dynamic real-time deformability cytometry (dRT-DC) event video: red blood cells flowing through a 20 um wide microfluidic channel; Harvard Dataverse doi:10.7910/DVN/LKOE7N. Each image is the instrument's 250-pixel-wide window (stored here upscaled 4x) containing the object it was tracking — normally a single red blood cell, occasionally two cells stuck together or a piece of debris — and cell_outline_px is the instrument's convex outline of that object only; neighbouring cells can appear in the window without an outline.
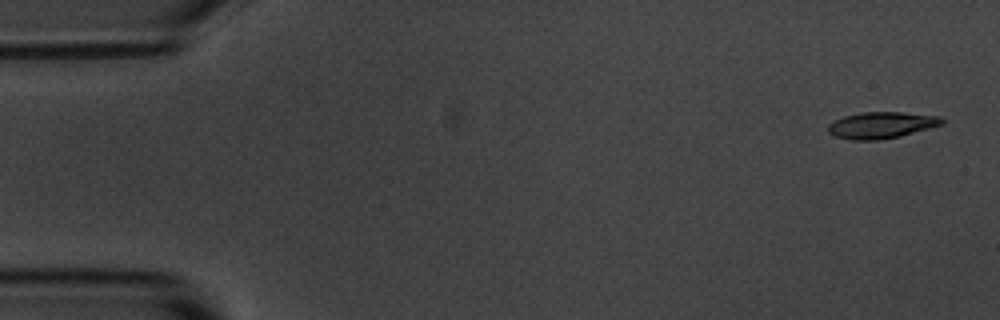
{"species": "common noctule bat (a hibernating species)", "species_latin": "Nyctalus noctula", "temperature_condition": "room temperature", "stored_images_in_passage": 4, "camera_frame_rate_fps": 3000, "um_per_image_px": 0.085, "animal": {"sex": "male", "body_mass_g": 20.1, "forearm_length_mm": 53.5}, "frame": {"image": 1, "passage_image": 1, "time_ms": 0.0, "image_size_px": [1000, 320], "cell_outline_px": [[944, 124], [900, 136], [880, 140], [852, 140], [836, 136], [828, 132], [828, 124], [844, 116], [860, 112], [900, 112], [940, 116], [944, 120]], "centroid_in_image_um": [74.93, 10.63], "position_along_channel_um": 10.1, "area_um2": 17.51}}
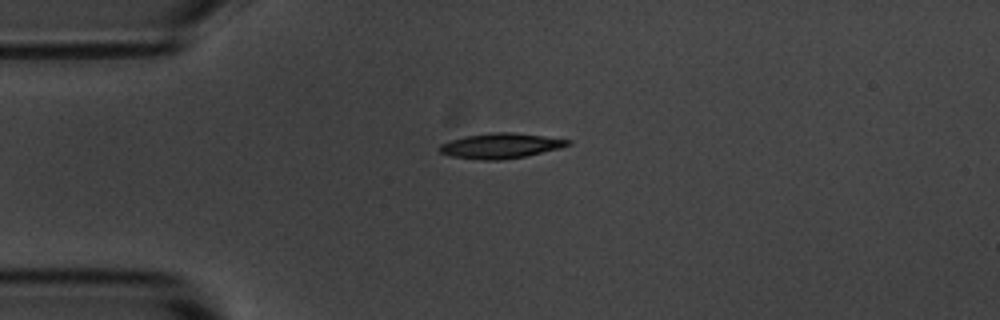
{"frame": {"image": 2, "passage_image": 4, "time_ms": 3.667, "image_size_px": [1000, 320], "cell_outline_px": [[572, 144], [560, 148], [524, 156], [500, 160], [480, 160], [452, 156], [440, 152], [440, 144], [448, 140], [464, 136], [496, 132], [512, 132], [544, 136], [572, 140]], "centroid_in_image_um": [42.56, 12.38], "position_along_channel_um": 42.4, "area_um2": 18.73}}